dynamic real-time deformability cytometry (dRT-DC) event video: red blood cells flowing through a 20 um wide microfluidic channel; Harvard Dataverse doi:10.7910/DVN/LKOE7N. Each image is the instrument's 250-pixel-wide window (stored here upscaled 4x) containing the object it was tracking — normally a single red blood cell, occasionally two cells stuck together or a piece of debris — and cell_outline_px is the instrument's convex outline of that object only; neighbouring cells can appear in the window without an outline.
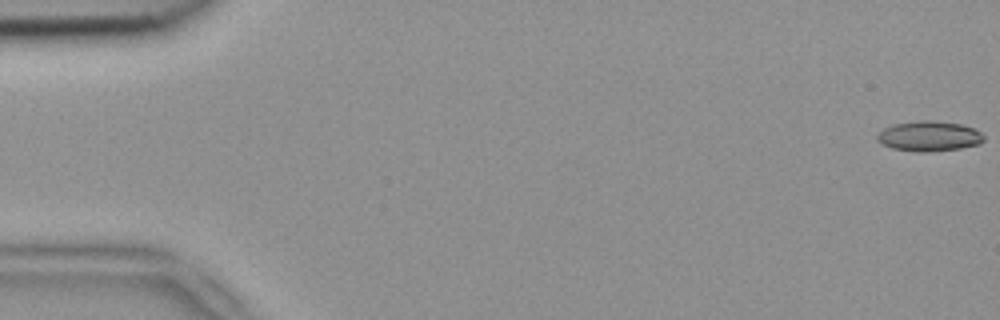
{"species": "common noctule bat (a hibernating species)", "species_latin": "Nyctalus noctula", "temperature_condition": "room temperature", "stored_images_in_passage": 7, "camera_frame_rate_fps": 3000, "um_per_image_px": 0.085, "animal": {"sex": "female", "body_mass_g": 18.4}, "frame": {"image": 1, "passage_image": 1, "time_ms": 0.0, "image_size_px": [1000, 320], "cell_outline_px": [[984, 140], [980, 144], [960, 148], [928, 152], [920, 152], [892, 148], [876, 140], [876, 136], [884, 128], [896, 124], [920, 120], [932, 120], [960, 124], [972, 128], [980, 132], [984, 136]], "centroid_in_image_um": [78.98, 11.58], "position_along_channel_um": 6.0, "area_um2": 18.55}}